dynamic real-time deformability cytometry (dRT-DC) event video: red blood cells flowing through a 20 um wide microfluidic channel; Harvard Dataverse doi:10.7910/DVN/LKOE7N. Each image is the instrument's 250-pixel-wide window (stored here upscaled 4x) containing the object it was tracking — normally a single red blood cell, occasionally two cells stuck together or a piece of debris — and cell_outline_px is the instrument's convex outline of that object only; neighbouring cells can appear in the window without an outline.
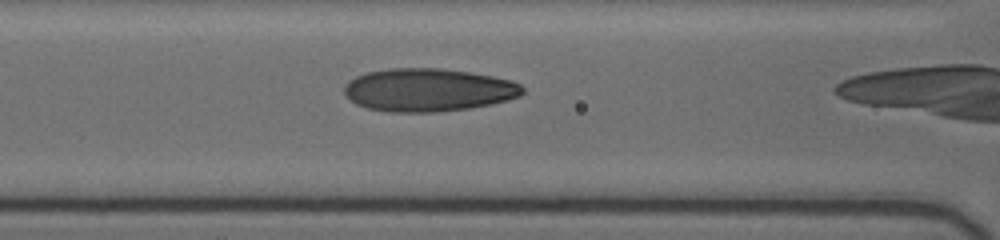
{"species": "human", "species_latin": "Homo sapiens", "temperature_condition": "cold", "stored_images_in_passage": 11, "camera_frame_rate_fps": 3000, "um_per_image_px": 0.085, "donor": {"sex": "female"}, "frame": {"image": 1, "passage_image": 10, "time_ms": 3.333, "image_size_px": [1000, 240], "cell_outline_px": [[524, 92], [520, 96], [508, 100], [492, 104], [472, 108], [436, 112], [388, 112], [368, 108], [356, 104], [344, 92], [344, 84], [348, 80], [356, 76], [368, 72], [388, 68], [440, 68], [472, 72], [512, 80], [520, 84], [524, 88]], "centroid_in_image_um": [36.42, 7.64], "position_along_channel_um": 130.2, "area_um2": 45.03}}